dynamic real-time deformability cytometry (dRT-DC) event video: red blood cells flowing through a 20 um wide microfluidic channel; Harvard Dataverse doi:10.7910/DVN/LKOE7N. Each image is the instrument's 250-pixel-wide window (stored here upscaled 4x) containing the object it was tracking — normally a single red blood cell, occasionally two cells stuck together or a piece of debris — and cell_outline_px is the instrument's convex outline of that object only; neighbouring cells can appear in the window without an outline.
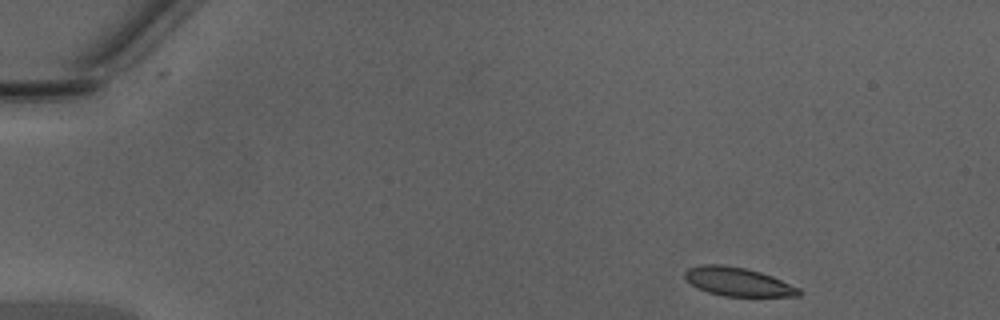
{"species": "Egyptian fruit bat (a non-hibernating species)", "species_latin": "Rousettus aegyptiacus", "temperature_condition": "warm", "stored_images_in_passage": 44, "camera_frame_rate_fps": 3000, "um_per_image_px": 0.085, "animal": {"sex": "male"}, "frame": {"image": 1, "passage_image": 1, "time_ms": 0.0, "image_size_px": [1000, 320], "cell_outline_px": [[800, 296], [724, 296], [708, 292], [696, 288], [684, 276], [684, 272], [688, 268], [704, 264], [720, 264], [744, 268], [760, 272], [772, 276], [800, 288]], "centroid_in_image_um": [62.71, 23.95], "position_along_channel_um": 22.3, "area_um2": 18.9}}
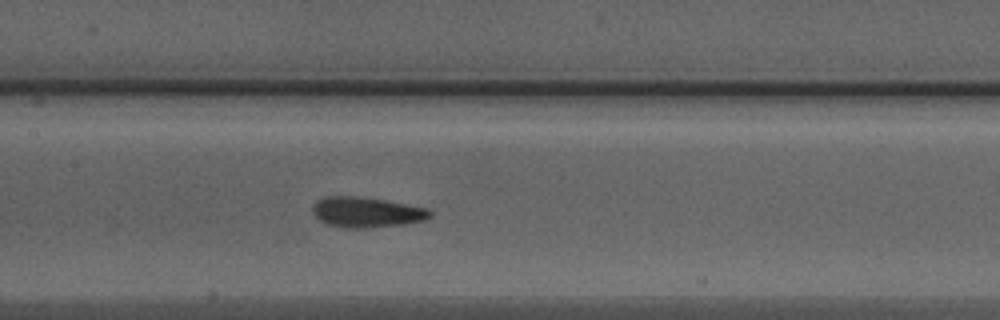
{"frame": {"image": 2, "passage_image": 19, "time_ms": 6.0, "image_size_px": [1000, 320], "cell_outline_px": [[432, 216], [424, 220], [404, 224], [364, 228], [340, 228], [324, 224], [312, 212], [312, 208], [316, 200], [324, 196], [360, 196], [384, 200], [428, 208], [432, 212]], "centroid_in_image_um": [31.12, 18.04], "position_along_channel_um": 176.3, "area_um2": 20.98}}
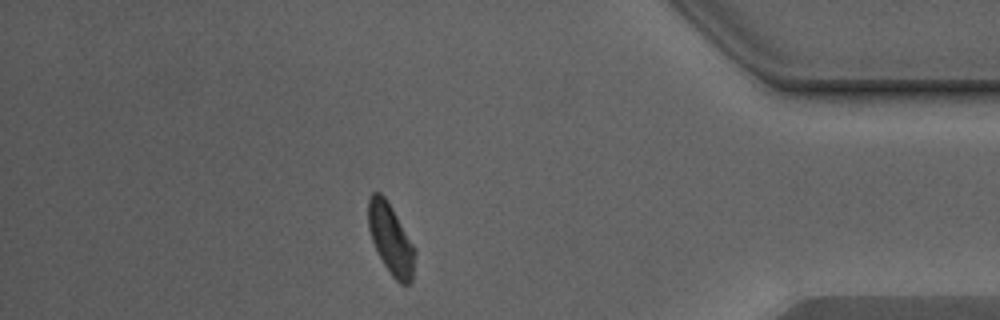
{"frame": {"image": 3, "passage_image": 37, "time_ms": 12.0, "image_size_px": [1000, 320], "cell_outline_px": [[416, 252], [412, 280], [408, 284], [400, 284], [392, 276], [384, 264], [372, 240], [368, 228], [368, 196], [372, 192], [380, 192], [388, 200], [416, 248]], "centroid_in_image_um": [33.23, 20.29], "position_along_channel_um": 402.0, "area_um2": 19.31}, "authors_computed_cell_mechanics": {"area_um2": 19.8832, "velocity_mm_per_s": 4.3354, "shape_relaxation_time_tau1_ms": 3.0192, "shape_relaxation_time_tau2_ms": 1.0882, "deformation_change_tau1": 0.1312, "deformation_change_tau2": 0.0803}}